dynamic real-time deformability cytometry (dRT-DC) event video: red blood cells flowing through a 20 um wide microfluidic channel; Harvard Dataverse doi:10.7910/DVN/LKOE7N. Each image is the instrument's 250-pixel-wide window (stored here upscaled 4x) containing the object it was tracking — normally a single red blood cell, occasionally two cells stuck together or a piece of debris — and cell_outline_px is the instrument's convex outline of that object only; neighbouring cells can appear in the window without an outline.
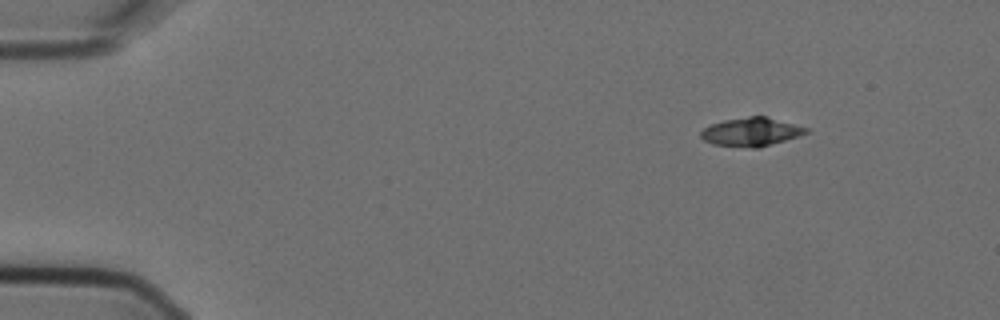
{"species": "Egyptian fruit bat (a non-hibernating species)", "species_latin": "Rousettus aegyptiacus", "temperature_condition": "cold", "stored_images_in_passage": 3, "camera_frame_rate_fps": 3000, "um_per_image_px": 0.085, "animal": {"sex": "female"}, "frame": {"image": 1, "passage_image": 1, "time_ms": 0.0, "image_size_px": [1000, 320], "cell_outline_px": [[808, 132], [800, 136], [760, 148], [752, 148], [712, 144], [704, 140], [700, 136], [700, 132], [704, 128], [712, 124], [724, 120], [748, 116], [768, 116], [808, 128]], "centroid_in_image_um": [63.87, 11.21], "position_along_channel_um": 21.1, "area_um2": 17.63}}